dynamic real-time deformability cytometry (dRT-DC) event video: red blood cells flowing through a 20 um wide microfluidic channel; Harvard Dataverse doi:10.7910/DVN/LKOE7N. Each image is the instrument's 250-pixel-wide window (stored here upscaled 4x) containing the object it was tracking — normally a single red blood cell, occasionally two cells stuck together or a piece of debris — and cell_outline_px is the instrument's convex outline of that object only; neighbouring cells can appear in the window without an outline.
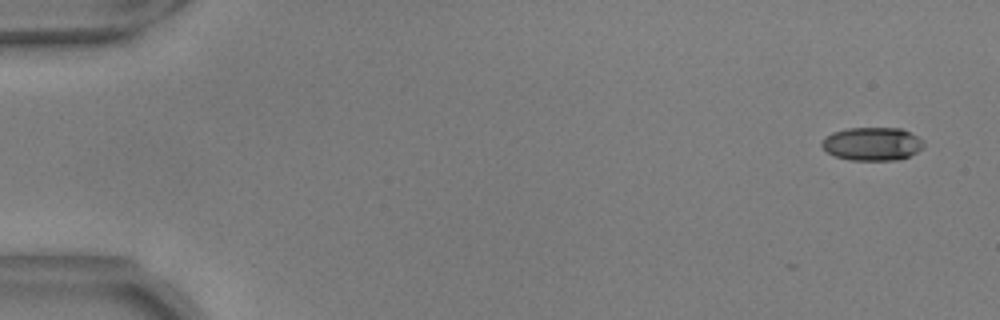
{"species": "common noctule bat (a hibernating species)", "species_latin": "Nyctalus noctula", "temperature_condition": "warm", "stored_images_in_passage": 15, "camera_frame_rate_fps": 3000, "um_per_image_px": 0.085, "animal": {"sex": "male", "body_mass_g": 17.9, "forearm_length_mm": 54.2}, "frame": {"image": 1, "passage_image": 3, "time_ms": 0.667, "image_size_px": [1000, 320], "cell_outline_px": [[924, 148], [908, 156], [896, 160], [852, 160], [836, 156], [828, 152], [820, 144], [824, 136], [832, 132], [844, 128], [900, 128], [924, 140]], "centroid_in_image_um": [74.12, 12.22], "position_along_channel_um": 10.9, "area_um2": 19.77}}